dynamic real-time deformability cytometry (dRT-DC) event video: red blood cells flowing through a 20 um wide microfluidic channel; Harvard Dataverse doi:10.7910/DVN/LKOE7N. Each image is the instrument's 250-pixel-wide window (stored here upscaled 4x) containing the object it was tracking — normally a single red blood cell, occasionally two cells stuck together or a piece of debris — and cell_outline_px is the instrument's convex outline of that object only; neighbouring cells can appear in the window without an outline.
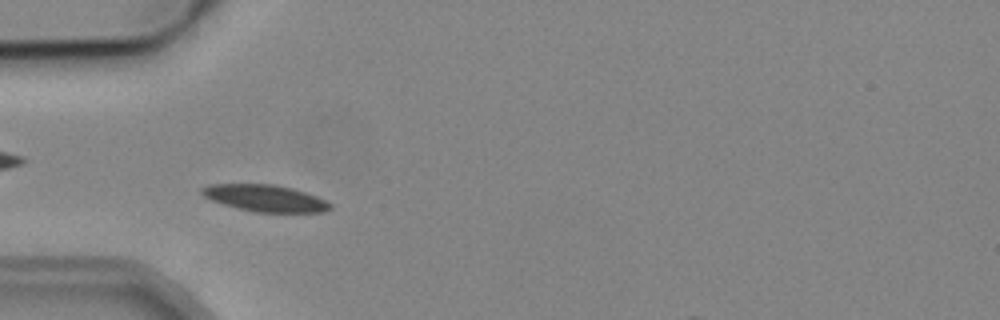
{"species": "common noctule bat (a hibernating species)", "species_latin": "Nyctalus noctula", "temperature_condition": "cold", "stored_images_in_passage": 2, "camera_frame_rate_fps": 3000, "um_per_image_px": 0.085, "animal": {"sex": "male", "body_mass_g": 19.2, "forearm_length_mm": 51.8}, "frame": {"image": 1, "passage_image": 2, "time_ms": 1.333, "image_size_px": [1000, 320], "cell_outline_px": [[332, 208], [324, 212], [256, 212], [224, 204], [212, 200], [204, 196], [200, 192], [200, 188], [208, 184], [276, 184], [292, 188], [316, 196], [332, 204]], "centroid_in_image_um": [22.54, 16.83], "position_along_channel_um": 62.5, "area_um2": 19.88}}